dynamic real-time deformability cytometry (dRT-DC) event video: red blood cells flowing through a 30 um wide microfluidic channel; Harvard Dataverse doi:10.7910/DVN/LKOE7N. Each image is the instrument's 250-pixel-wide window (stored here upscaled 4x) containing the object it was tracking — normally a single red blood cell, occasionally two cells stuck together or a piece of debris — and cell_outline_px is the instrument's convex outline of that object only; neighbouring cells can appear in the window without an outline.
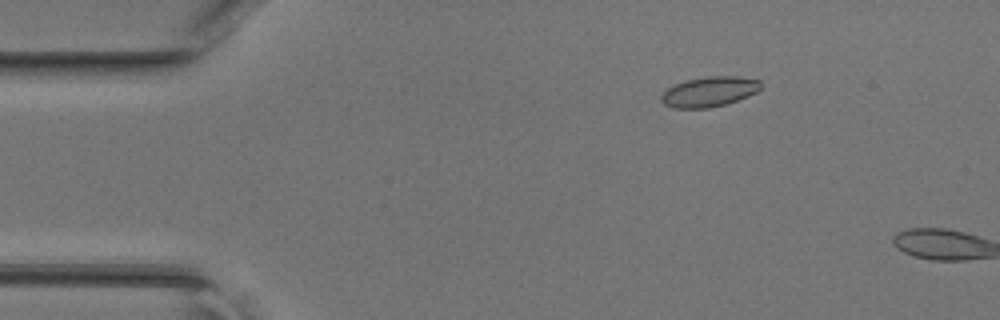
{"species": "common noctule bat (a hibernating species)", "species_latin": "Nyctalus noctula", "temperature_condition": "room temperature", "stored_images_in_passage": 8, "camera_frame_rate_fps": 3000, "um_per_image_px": 0.085, "animal": {"sex": "female", "body_mass_g": 17.0, "forearm_length_mm": 48.0}, "frame": {"image": 1, "passage_image": 7, "time_ms": 2.0, "image_size_px": [1000, 320], "cell_outline_px": [[760, 88], [756, 92], [748, 96], [724, 104], [708, 108], [676, 108], [664, 104], [660, 100], [660, 96], [668, 88], [684, 80], [708, 76], [736, 76], [760, 80]], "centroid_in_image_um": [60.27, 7.79], "position_along_channel_um": 24.7, "area_um2": 17.28}}